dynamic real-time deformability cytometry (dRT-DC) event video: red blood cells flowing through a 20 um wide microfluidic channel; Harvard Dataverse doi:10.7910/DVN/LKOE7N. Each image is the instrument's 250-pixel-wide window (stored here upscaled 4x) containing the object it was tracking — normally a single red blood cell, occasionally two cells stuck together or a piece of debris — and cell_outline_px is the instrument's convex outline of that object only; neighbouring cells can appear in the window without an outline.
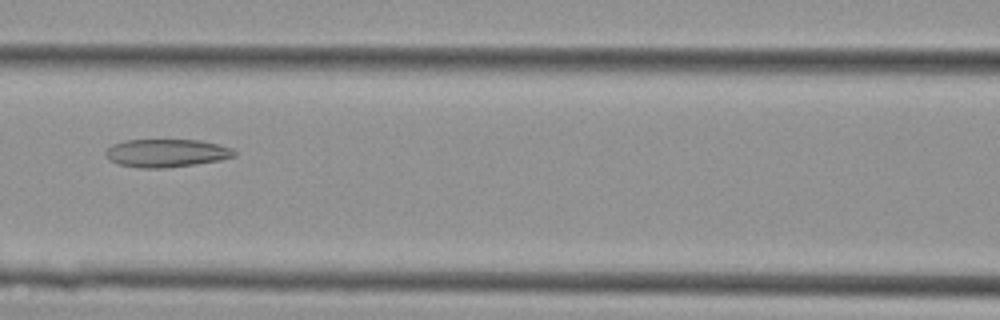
{"species": "Egyptian fruit bat (a non-hibernating species)", "species_latin": "Rousettus aegyptiacus", "temperature_condition": "cold", "stored_images_in_passage": 31, "camera_frame_rate_fps": 3000, "um_per_image_px": 0.085, "animal": {"sex": "female"}, "frame": {"image": 1, "passage_image": 8, "time_ms": 2.333, "image_size_px": [1000, 320], "cell_outline_px": [[236, 156], [220, 160], [164, 168], [140, 168], [120, 164], [112, 160], [104, 152], [112, 144], [124, 140], [200, 140], [232, 148], [236, 152]], "centroid_in_image_um": [14.16, 13.0], "position_along_channel_um": 152.4, "area_um2": 20.75}}
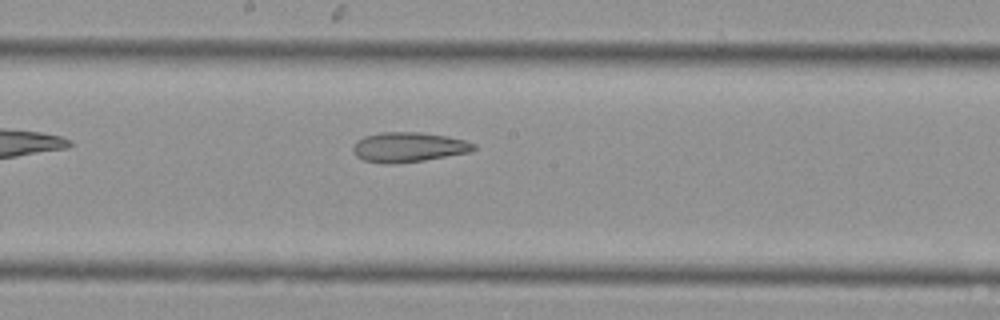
{"frame": {"image": 2, "passage_image": 12, "time_ms": 3.667, "image_size_px": [1000, 320], "cell_outline_px": [[476, 148], [472, 152], [424, 160], [396, 164], [384, 164], [364, 160], [356, 156], [352, 152], [352, 148], [356, 140], [364, 136], [380, 132], [420, 132], [448, 136], [464, 140], [476, 144]], "centroid_in_image_um": [34.71, 12.51], "position_along_channel_um": 213.5, "area_um2": 21.27}}
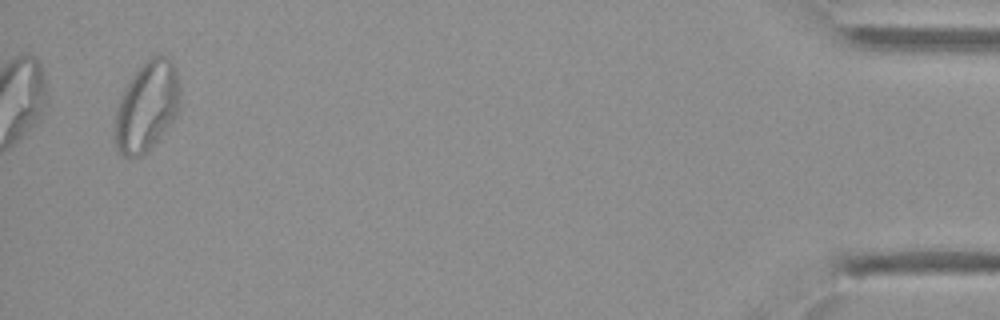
{"frame": {"image": 3, "passage_image": 31, "time_ms": 10.0, "image_size_px": [1000, 320], "cell_outline_px": [[180, 104], [176, 112], [160, 136], [144, 156], [124, 156], [120, 152], [116, 144], [116, 112], [120, 100], [128, 80], [140, 64], [152, 56], [168, 56], [172, 60], [176, 68], [180, 88]], "centroid_in_image_um": [12.5, 8.98], "position_along_channel_um": 422.7, "area_um2": 33.64}}